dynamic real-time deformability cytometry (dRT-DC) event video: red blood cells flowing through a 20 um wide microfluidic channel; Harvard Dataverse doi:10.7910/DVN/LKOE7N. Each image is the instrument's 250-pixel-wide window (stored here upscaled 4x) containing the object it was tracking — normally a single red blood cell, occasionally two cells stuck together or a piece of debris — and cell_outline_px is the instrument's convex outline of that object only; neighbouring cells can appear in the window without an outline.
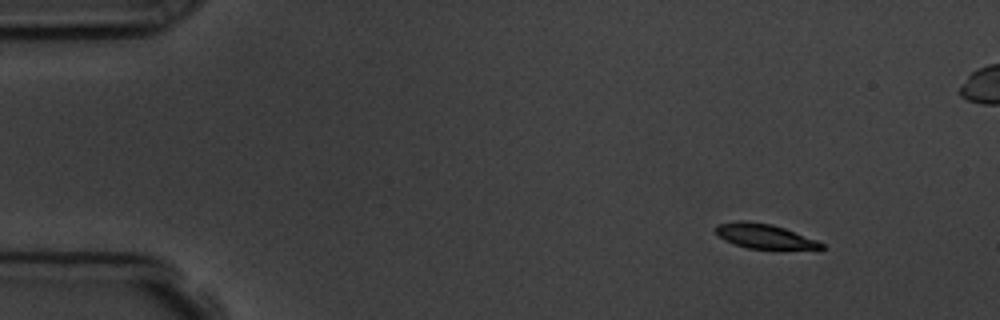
{"species": "common noctule bat (a hibernating species)", "species_latin": "Nyctalus noctula", "temperature_condition": "room temperature", "stored_images_in_passage": 5, "camera_frame_rate_fps": 3000, "um_per_image_px": 0.085, "animal": {"sex": "male", "body_mass_g": 19.5, "forearm_length_mm": 54.6}, "frame": {"image": 1, "passage_image": 2, "time_ms": 1.0, "image_size_px": [1000, 320], "cell_outline_px": [[824, 248], [748, 248], [724, 240], [712, 228], [716, 224], [740, 220], [744, 220], [772, 224], [784, 228], [816, 240], [824, 244]], "centroid_in_image_um": [64.88, 20.04], "position_along_channel_um": 20.1, "area_um2": 14.8}}